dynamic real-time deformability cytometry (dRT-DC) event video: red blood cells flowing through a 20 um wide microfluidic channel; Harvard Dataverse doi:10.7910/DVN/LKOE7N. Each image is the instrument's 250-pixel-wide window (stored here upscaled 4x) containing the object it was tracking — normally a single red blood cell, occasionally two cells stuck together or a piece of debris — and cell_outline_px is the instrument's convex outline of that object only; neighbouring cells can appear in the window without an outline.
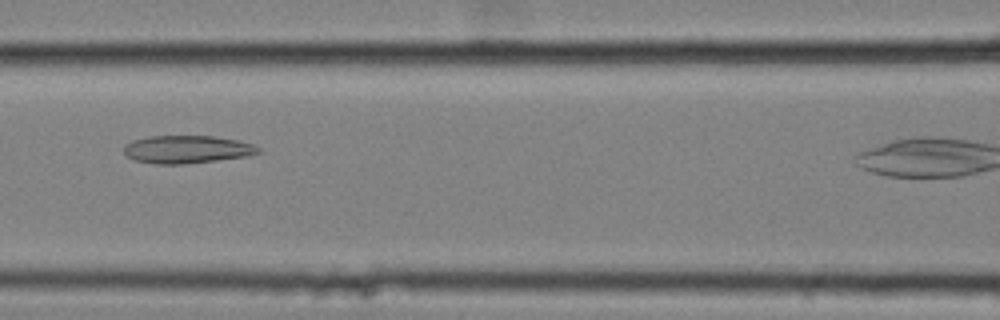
{"species": "common noctule bat (a hibernating species)", "species_latin": "Nyctalus noctula", "temperature_condition": "cold", "stored_images_in_passage": 32, "camera_frame_rate_fps": 3000, "um_per_image_px": 0.085, "animal": {"sex": "female", "body_mass_g": 25.1}, "frame": {"image": 1, "passage_image": 11, "time_ms": 3.333, "image_size_px": [1000, 320], "cell_outline_px": [[260, 152], [248, 156], [216, 160], [180, 164], [156, 164], [136, 160], [128, 156], [124, 152], [124, 144], [132, 140], [148, 136], [216, 136], [240, 140], [252, 144], [260, 148]], "centroid_in_image_um": [15.9, 12.68], "position_along_channel_um": 150.7, "area_um2": 21.79}}
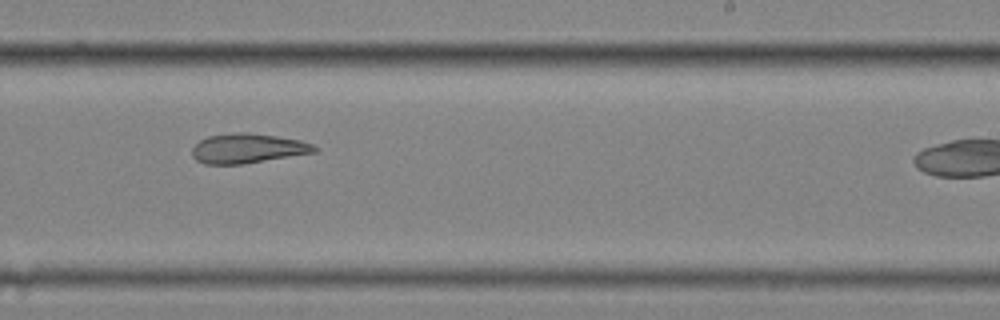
{"frame": {"image": 2, "passage_image": 21, "time_ms": 6.667, "image_size_px": [1000, 320], "cell_outline_px": [[320, 148], [316, 152], [244, 164], [204, 164], [196, 160], [192, 156], [192, 148], [200, 140], [208, 136], [236, 132], [248, 132], [276, 136], [300, 140], [312, 144]], "centroid_in_image_um": [21.06, 12.61], "position_along_channel_um": 267.9, "area_um2": 21.21}}
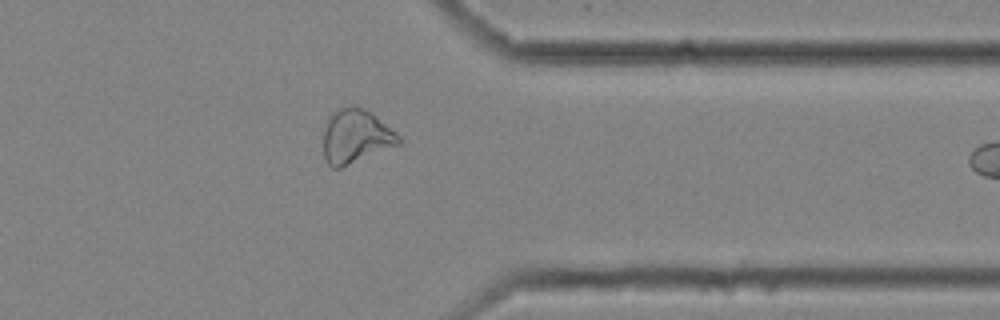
{"frame": {"image": 3, "passage_image": 31, "time_ms": 10.0, "image_size_px": [1000, 320], "cell_outline_px": [[400, 144], [340, 168], [332, 168], [328, 164], [324, 156], [324, 128], [328, 116], [336, 108], [352, 104], [356, 104], [372, 112], [396, 132], [400, 136]], "centroid_in_image_um": [30.22, 11.55], "position_along_channel_um": 381.2, "area_um2": 23.99}}